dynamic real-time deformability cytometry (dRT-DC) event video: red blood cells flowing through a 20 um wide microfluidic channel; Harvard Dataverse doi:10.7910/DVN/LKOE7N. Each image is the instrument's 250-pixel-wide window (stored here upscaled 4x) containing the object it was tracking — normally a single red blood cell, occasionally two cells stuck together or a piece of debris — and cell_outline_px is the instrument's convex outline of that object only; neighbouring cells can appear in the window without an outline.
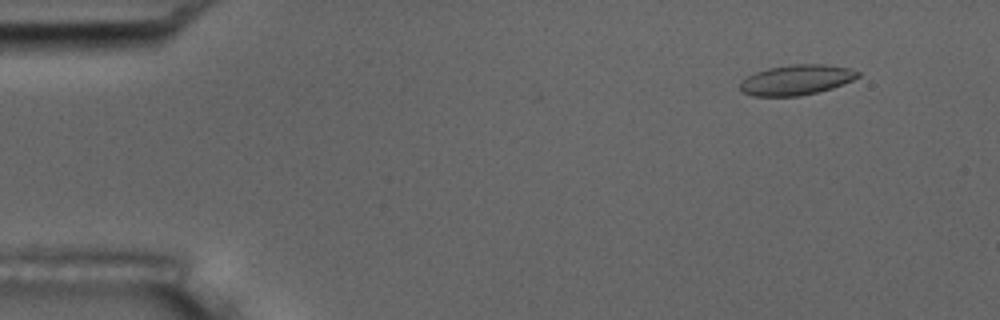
{"species": "common noctule bat (a hibernating species)", "species_latin": "Nyctalus noctula", "temperature_condition": "room temperature", "stored_images_in_passage": 5, "camera_frame_rate_fps": 3000, "um_per_image_px": 0.085, "animal": {"sex": "male", "body_mass_g": 17.5, "forearm_length_mm": 52.3}, "frame": {"image": 1, "passage_image": 2, "time_ms": 1.667, "image_size_px": [1000, 320], "cell_outline_px": [[860, 76], [852, 80], [832, 88], [800, 96], [752, 96], [744, 92], [740, 88], [740, 80], [756, 72], [768, 68], [792, 64], [824, 64], [848, 68], [860, 72]], "centroid_in_image_um": [67.68, 6.79], "position_along_channel_um": 17.3, "area_um2": 20.63}}
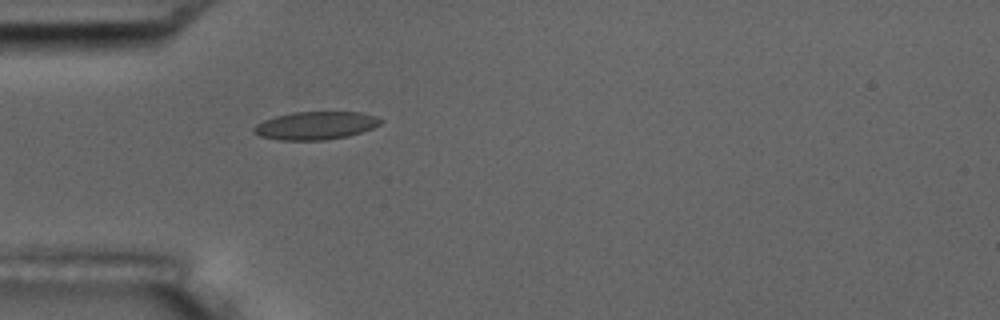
{"frame": {"image": 2, "passage_image": 5, "time_ms": 5.333, "image_size_px": [1000, 320], "cell_outline_px": [[384, 120], [380, 124], [372, 128], [348, 136], [324, 140], [280, 140], [260, 136], [252, 132], [252, 128], [256, 124], [264, 120], [276, 116], [292, 112], [360, 112], [376, 116]], "centroid_in_image_um": [26.81, 10.67], "position_along_channel_um": 58.2, "area_um2": 20.69}}